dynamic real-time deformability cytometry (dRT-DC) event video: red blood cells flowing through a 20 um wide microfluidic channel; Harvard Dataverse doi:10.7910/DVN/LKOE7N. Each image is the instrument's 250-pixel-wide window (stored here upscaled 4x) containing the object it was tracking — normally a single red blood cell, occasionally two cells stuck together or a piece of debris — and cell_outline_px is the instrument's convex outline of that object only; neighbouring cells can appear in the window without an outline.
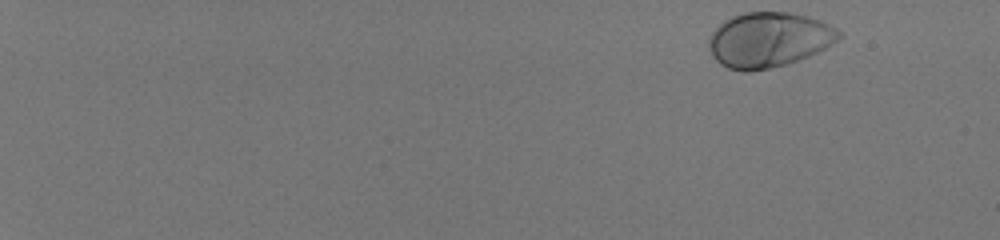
{"species": "human", "species_latin": "Homo sapiens", "temperature_condition": "room temperature", "stored_images_in_passage": 51, "camera_frame_rate_fps": 3000, "um_per_image_px": 0.085, "donor": {"sex": "male"}, "frame": {"image": 1, "passage_image": 1, "time_ms": 0.0, "image_size_px": [1000, 240], "cell_outline_px": [[840, 36], [832, 44], [808, 56], [784, 64], [768, 68], [748, 72], [744, 72], [728, 68], [720, 64], [712, 56], [708, 48], [708, 36], [724, 20], [732, 16], [744, 12], [788, 12], [808, 16], [820, 20], [836, 28], [840, 32]], "centroid_in_image_um": [65.29, 3.37], "position_along_channel_um": 19.7, "area_um2": 41.56}}
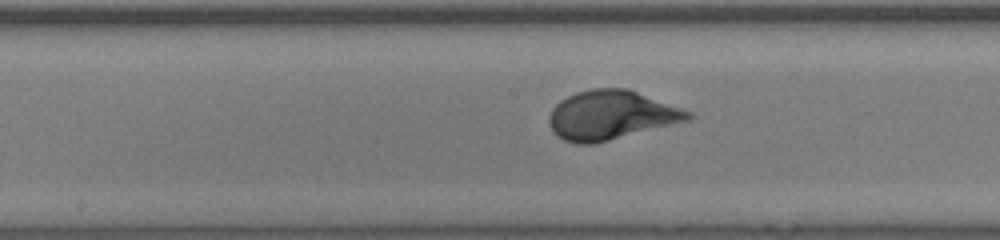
{"frame": {"image": 2, "passage_image": 30, "time_ms": 9.667, "image_size_px": [1000, 240], "cell_outline_px": [[696, 116], [692, 120], [592, 144], [576, 144], [564, 140], [556, 136], [552, 132], [548, 120], [548, 116], [552, 108], [560, 100], [576, 92], [592, 88], [628, 88], [692, 112]], "centroid_in_image_um": [51.94, 9.79], "position_along_channel_um": 196.3, "area_um2": 40.06}}
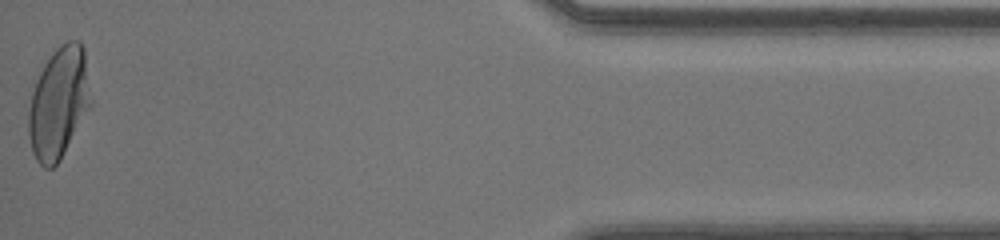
{"frame": {"image": 3, "passage_image": 51, "time_ms": 16.667, "image_size_px": [1000, 240], "cell_outline_px": [[92, 104], [60, 160], [52, 168], [44, 168], [36, 160], [32, 152], [28, 136], [28, 112], [32, 92], [36, 80], [44, 64], [52, 52], [60, 44], [68, 40], [80, 40], [84, 48], [92, 100]], "centroid_in_image_um": [4.99, 8.73], "position_along_channel_um": 430.2, "area_um2": 40.69}, "authors_computed_cell_mechanics": {"area_um2": 39.5352, "velocity_mm_per_s": 4.0939, "shape_relaxation_time_tau1_ms": 2.147, "shape_relaxation_time_tau2_ms": null, "deformation_change_tau1": 0.1609, "deformation_change_tau2": null}}